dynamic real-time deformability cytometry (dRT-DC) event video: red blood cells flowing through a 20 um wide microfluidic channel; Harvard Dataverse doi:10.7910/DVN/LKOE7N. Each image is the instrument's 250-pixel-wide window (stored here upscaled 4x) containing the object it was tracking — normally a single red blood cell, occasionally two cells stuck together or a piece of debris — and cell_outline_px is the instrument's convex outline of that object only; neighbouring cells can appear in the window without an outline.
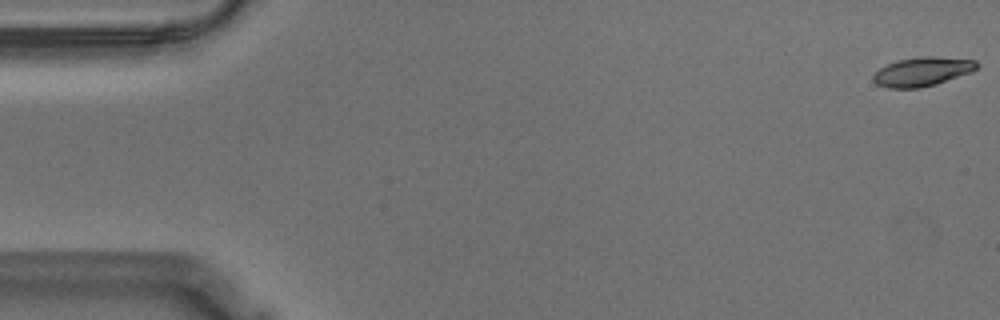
{"species": "Egyptian fruit bat (a non-hibernating species)", "species_latin": "Rousettus aegyptiacus", "temperature_condition": "warm", "stored_images_in_passage": 52, "camera_frame_rate_fps": 3000, "um_per_image_px": 0.085, "animal": {"sex": "male"}, "frame": {"image": 1, "passage_image": 1, "time_ms": 0.0, "image_size_px": [1000, 320], "cell_outline_px": [[980, 64], [972, 72], [936, 84], [920, 88], [888, 88], [876, 84], [872, 80], [872, 76], [880, 68], [896, 60], [916, 56], [936, 56], [976, 60]], "centroid_in_image_um": [78.4, 6.08], "position_along_channel_um": 6.6, "area_um2": 17.74}}
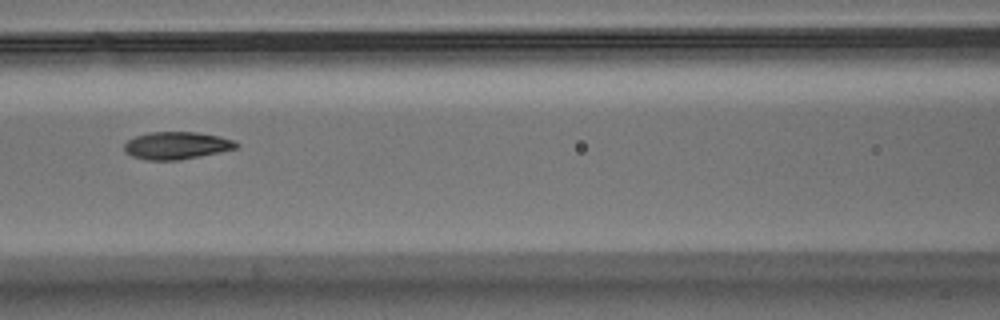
{"frame": {"image": 2, "passage_image": 25, "time_ms": 8.0, "image_size_px": [1000, 320], "cell_outline_px": [[240, 144], [236, 148], [220, 152], [180, 160], [144, 160], [132, 156], [124, 152], [124, 144], [128, 140], [136, 136], [148, 132], [196, 132], [220, 136], [236, 140]], "centroid_in_image_um": [15.02, 12.37], "position_along_channel_um": 151.6, "area_um2": 18.09}}
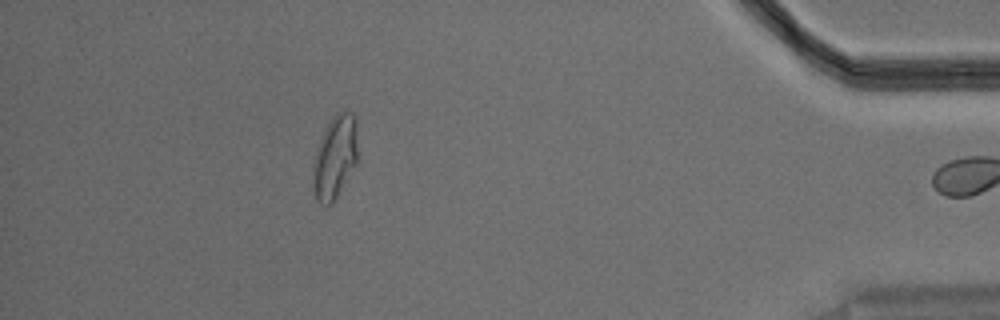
{"frame": {"image": 3, "passage_image": 51, "time_ms": 16.667, "image_size_px": [1000, 320], "cell_outline_px": [[356, 164], [332, 204], [320, 204], [316, 200], [312, 184], [312, 164], [320, 140], [328, 124], [336, 112], [344, 108], [352, 112], [356, 116]], "centroid_in_image_um": [28.45, 13.34], "position_along_channel_um": 406.7, "area_um2": 21.73}}